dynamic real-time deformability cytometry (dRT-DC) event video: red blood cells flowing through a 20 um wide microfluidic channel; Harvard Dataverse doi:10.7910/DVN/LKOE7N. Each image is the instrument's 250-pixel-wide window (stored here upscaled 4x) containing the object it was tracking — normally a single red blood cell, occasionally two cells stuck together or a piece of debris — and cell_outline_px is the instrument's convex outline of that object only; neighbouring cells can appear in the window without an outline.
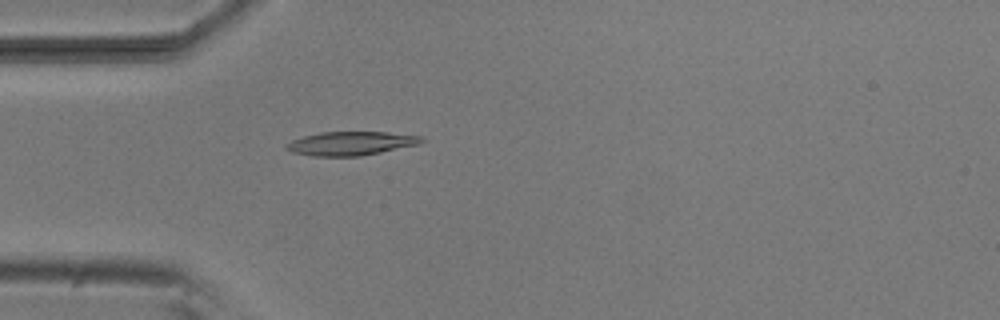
{"species": "common noctule bat (a hibernating species)", "species_latin": "Nyctalus noctula", "temperature_condition": "room temperature", "stored_images_in_passage": 45, "camera_frame_rate_fps": 3000, "um_per_image_px": 0.085, "animal": {"sex": "male", "body_mass_g": 20.5, "forearm_length_mm": 52.5}, "frame": {"image": 1, "passage_image": 8, "time_ms": 2.333, "image_size_px": [1000, 320], "cell_outline_px": [[424, 140], [420, 144], [360, 156], [312, 156], [292, 152], [284, 148], [284, 144], [292, 140], [304, 136], [320, 132], [388, 132], [420, 136]], "centroid_in_image_um": [29.78, 12.19], "position_along_channel_um": 55.2, "area_um2": 18.67}}
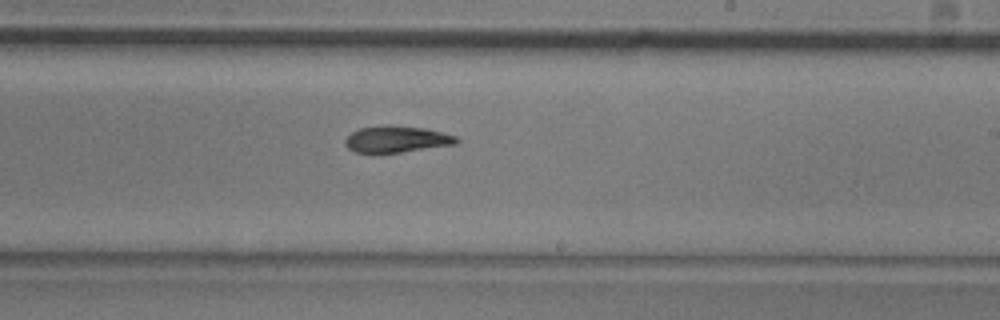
{"frame": {"image": 2, "passage_image": 24, "time_ms": 7.667, "image_size_px": [1000, 320], "cell_outline_px": [[460, 140], [456, 144], [400, 152], [356, 152], [348, 148], [344, 144], [344, 140], [352, 132], [360, 128], [384, 124], [388, 124], [424, 128], [456, 136]], "centroid_in_image_um": [33.7, 11.81], "position_along_channel_um": 255.3, "area_um2": 17.11}}
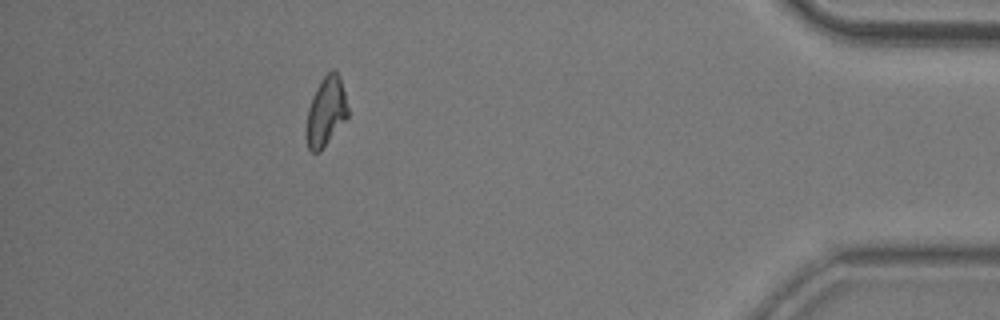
{"frame": {"image": 3, "passage_image": 40, "time_ms": 13.0, "image_size_px": [1000, 320], "cell_outline_px": [[348, 116], [320, 152], [312, 152], [308, 148], [304, 136], [304, 132], [308, 108], [316, 88], [324, 76], [332, 68], [340, 76], [348, 108]], "centroid_in_image_um": [27.67, 9.51], "position_along_channel_um": 407.5, "area_um2": 16.82}, "authors_computed_cell_mechanics": {"area_um2": 17.3978, "velocity_mm_per_s": 3.8416, "shape_relaxation_time_tau1_ms": 8.9763, "shape_relaxation_time_tau2_ms": 8.4215, "deformation_change_tau1": 0.2199, "deformation_change_tau2": 0.1489}}